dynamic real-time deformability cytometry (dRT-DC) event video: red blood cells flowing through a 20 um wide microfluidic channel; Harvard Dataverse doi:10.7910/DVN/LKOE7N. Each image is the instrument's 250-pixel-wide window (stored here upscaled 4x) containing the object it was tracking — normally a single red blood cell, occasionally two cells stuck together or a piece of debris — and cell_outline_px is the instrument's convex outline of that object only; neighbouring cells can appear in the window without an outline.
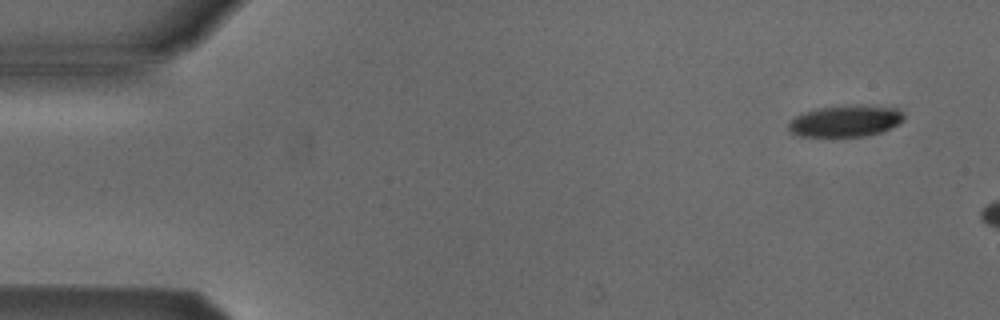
{"species": "Egyptian fruit bat (a non-hibernating species)", "species_latin": "Rousettus aegyptiacus", "temperature_condition": "cold", "stored_images_in_passage": 7, "camera_frame_rate_fps": 3000, "um_per_image_px": 0.085, "animal": {"sex": "male"}, "frame": {"image": 1, "passage_image": 1, "time_ms": 0.0, "image_size_px": [1000, 320], "cell_outline_px": [[904, 120], [880, 132], [864, 136], [800, 136], [792, 132], [788, 128], [788, 124], [796, 116], [804, 112], [816, 108], [856, 104], [900, 108], [904, 112]], "centroid_in_image_um": [71.89, 10.26], "position_along_channel_um": 13.1, "area_um2": 21.15}}